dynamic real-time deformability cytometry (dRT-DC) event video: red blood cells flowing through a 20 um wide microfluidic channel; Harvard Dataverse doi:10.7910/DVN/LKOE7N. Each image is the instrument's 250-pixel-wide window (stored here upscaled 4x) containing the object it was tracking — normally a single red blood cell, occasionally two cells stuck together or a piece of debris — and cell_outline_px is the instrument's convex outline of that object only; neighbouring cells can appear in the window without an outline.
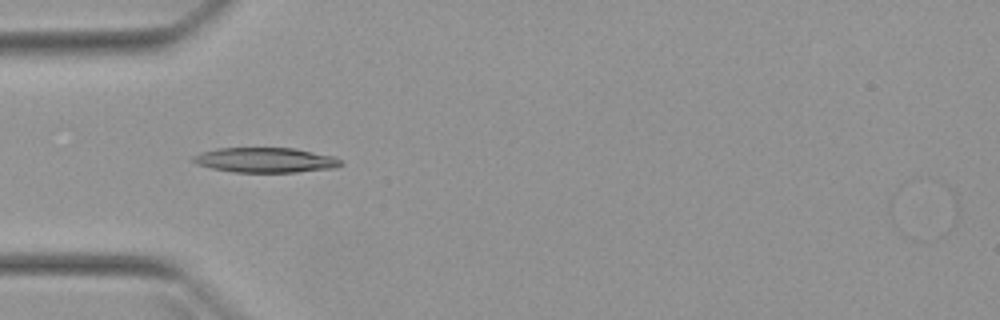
{"species": "Egyptian fruit bat (a non-hibernating species)", "species_latin": "Rousettus aegyptiacus", "temperature_condition": "warm", "stored_images_in_passage": 6, "camera_frame_rate_fps": 3000, "um_per_image_px": 0.085, "animal": {"sex": "female"}, "frame": {"image": 1, "passage_image": 3, "time_ms": 0.667, "image_size_px": [1000, 320], "cell_outline_px": [[344, 164], [336, 168], [296, 172], [232, 172], [212, 168], [196, 164], [192, 160], [192, 156], [200, 152], [216, 148], [292, 148], [332, 156], [340, 160]], "centroid_in_image_um": [22.52, 13.61], "position_along_channel_um": 62.5, "area_um2": 21.44}}
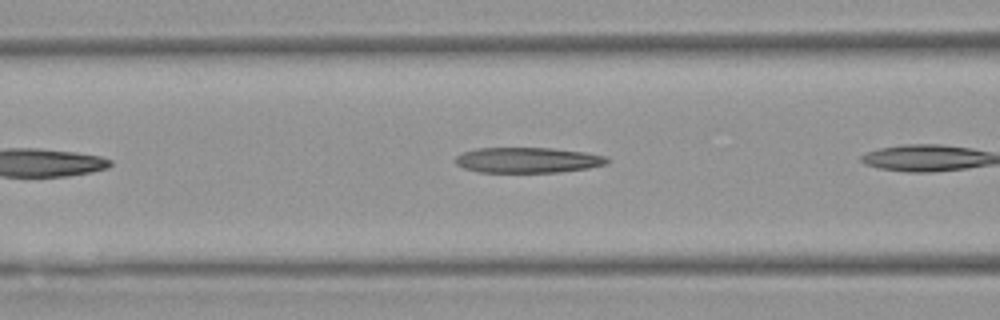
{"frame": {"image": 2, "passage_image": 5, "time_ms": 1.333, "image_size_px": [1000, 320], "cell_outline_px": [[608, 164], [588, 168], [560, 172], [480, 172], [464, 168], [456, 164], [456, 156], [464, 152], [476, 148], [552, 148], [584, 152], [608, 156]], "centroid_in_image_um": [44.89, 13.61], "position_along_channel_um": 121.7, "area_um2": 22.48}}